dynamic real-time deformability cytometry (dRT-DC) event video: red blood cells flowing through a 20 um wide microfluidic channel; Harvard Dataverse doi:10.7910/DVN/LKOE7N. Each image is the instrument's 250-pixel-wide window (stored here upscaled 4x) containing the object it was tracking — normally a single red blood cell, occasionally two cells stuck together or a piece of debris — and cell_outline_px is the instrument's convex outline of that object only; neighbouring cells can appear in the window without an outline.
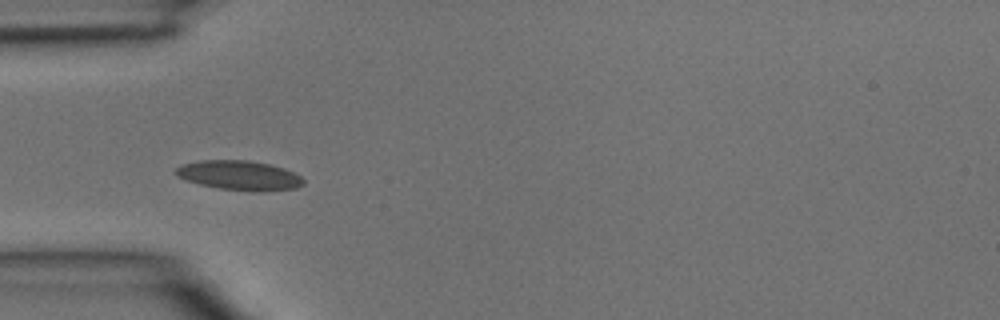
{"species": "common noctule bat (a hibernating species)", "species_latin": "Nyctalus noctula", "temperature_condition": "room temperature", "stored_images_in_passage": 2, "camera_frame_rate_fps": 3000, "um_per_image_px": 0.085, "animal": {"sex": "male", "body_mass_g": 15.6}, "frame": {"image": 1, "passage_image": 2, "time_ms": 0.333, "image_size_px": [1000, 320], "cell_outline_px": [[304, 184], [296, 188], [264, 192], [256, 192], [220, 188], [200, 184], [176, 176], [172, 172], [180, 164], [200, 160], [248, 160], [272, 164], [284, 168], [300, 176], [304, 180]], "centroid_in_image_um": [20.34, 14.9], "position_along_channel_um": 64.7, "area_um2": 22.2}}